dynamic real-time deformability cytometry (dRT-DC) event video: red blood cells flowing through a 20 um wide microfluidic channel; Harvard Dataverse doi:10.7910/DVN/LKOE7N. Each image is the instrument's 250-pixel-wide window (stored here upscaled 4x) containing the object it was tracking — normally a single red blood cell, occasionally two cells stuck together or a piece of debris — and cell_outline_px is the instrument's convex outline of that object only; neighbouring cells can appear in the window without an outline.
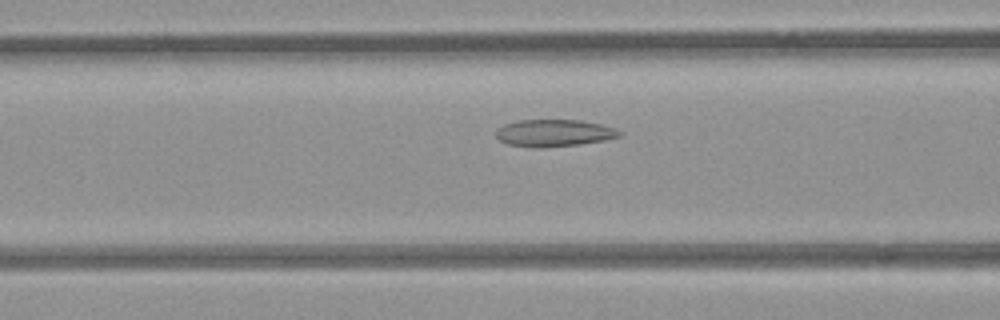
{"species": "common noctule bat (a hibernating species)", "species_latin": "Nyctalus noctula", "temperature_condition": "room temperature", "stored_images_in_passage": 51, "camera_frame_rate_fps": 3000, "um_per_image_px": 0.085, "animal": {"sex": "female", "body_mass_g": 21.9}, "frame": {"image": 1, "passage_image": 19, "time_ms": 6.0, "image_size_px": [1000, 320], "cell_outline_px": [[620, 136], [604, 140], [580, 144], [540, 148], [508, 144], [500, 140], [496, 136], [496, 128], [504, 124], [520, 120], [580, 120], [600, 124], [616, 128], [620, 132]], "centroid_in_image_um": [47.07, 11.3], "position_along_channel_um": 119.5, "area_um2": 19.36}}
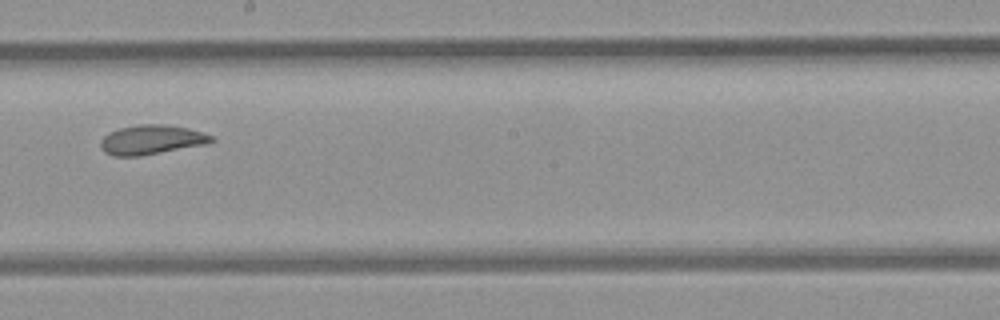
{"frame": {"image": 2, "passage_image": 28, "time_ms": 9.0, "image_size_px": [1000, 320], "cell_outline_px": [[216, 140], [208, 144], [140, 156], [112, 156], [104, 152], [100, 148], [100, 140], [108, 132], [120, 128], [136, 124], [160, 124], [188, 128], [212, 136]], "centroid_in_image_um": [12.84, 11.88], "position_along_channel_um": 235.4, "area_um2": 19.13}}
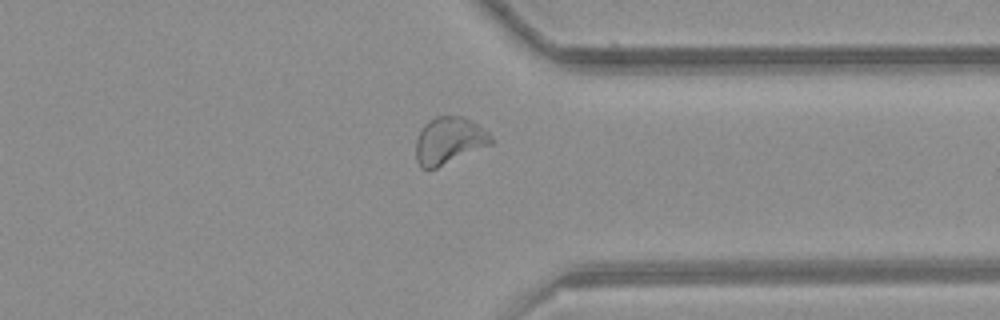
{"frame": {"image": 3, "passage_image": 39, "time_ms": 12.667, "image_size_px": [1000, 320], "cell_outline_px": [[496, 140], [492, 144], [436, 168], [420, 168], [416, 160], [416, 140], [424, 124], [428, 120], [436, 116], [464, 116], [488, 132]], "centroid_in_image_um": [38.18, 11.95], "position_along_channel_um": 373.2, "area_um2": 20.58}, "authors_computed_cell_mechanics": {"area_um2": 20.6924, "velocity_mm_per_s": 3.8531, "shape_relaxation_time_tau1_ms": null, "shape_relaxation_time_tau2_ms": 1.9412, "deformation_change_tau1": null, "deformation_change_tau2": 0.0696}}